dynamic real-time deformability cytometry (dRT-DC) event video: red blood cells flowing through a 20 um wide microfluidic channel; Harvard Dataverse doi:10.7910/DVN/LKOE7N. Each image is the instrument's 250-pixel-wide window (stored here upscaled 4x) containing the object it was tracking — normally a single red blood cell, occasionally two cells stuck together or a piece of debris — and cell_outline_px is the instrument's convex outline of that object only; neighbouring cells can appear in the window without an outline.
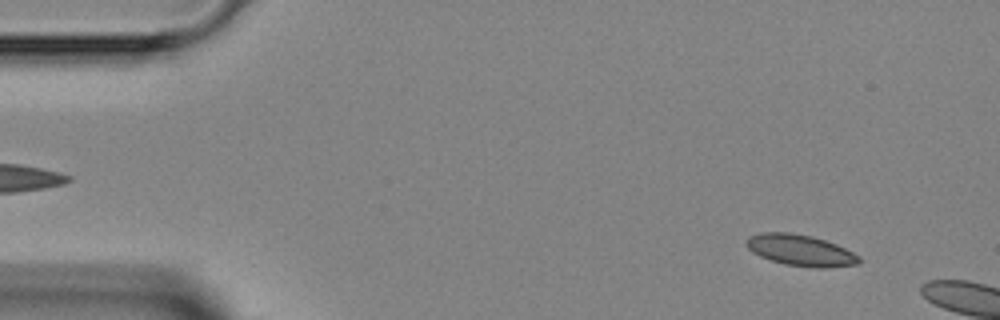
{"species": "Egyptian fruit bat (a non-hibernating species)", "species_latin": "Rousettus aegyptiacus", "temperature_condition": "room temperature", "stored_images_in_passage": 7, "camera_frame_rate_fps": 3000, "um_per_image_px": 0.085, "animal": {"sex": "female"}, "frame": {"image": 1, "passage_image": 4, "time_ms": 1.0, "image_size_px": [1000, 320], "cell_outline_px": [[860, 260], [856, 264], [824, 268], [816, 268], [784, 264], [760, 256], [752, 252], [748, 248], [748, 236], [760, 232], [788, 232], [812, 236], [836, 244], [860, 256]], "centroid_in_image_um": [68.03, 21.27], "position_along_channel_um": 17.0, "area_um2": 20.29}}